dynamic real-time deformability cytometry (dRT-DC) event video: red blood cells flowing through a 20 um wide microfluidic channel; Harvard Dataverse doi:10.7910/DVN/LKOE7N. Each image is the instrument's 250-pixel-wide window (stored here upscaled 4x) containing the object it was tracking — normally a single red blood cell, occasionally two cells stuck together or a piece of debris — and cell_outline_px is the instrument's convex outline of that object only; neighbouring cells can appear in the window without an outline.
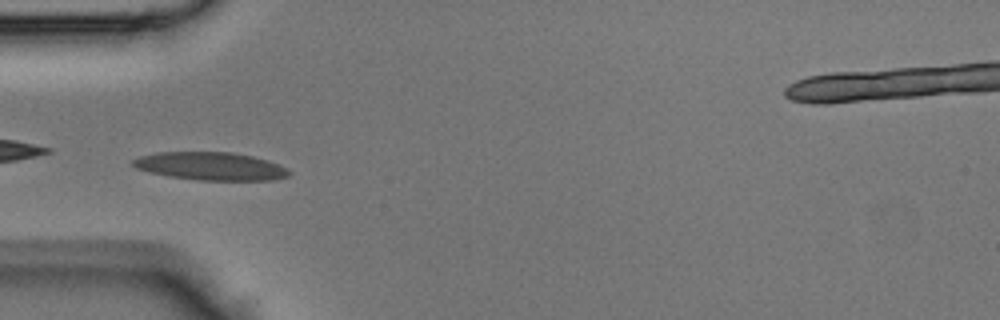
{"species": "Egyptian fruit bat (a non-hibernating species)", "species_latin": "Rousettus aegyptiacus", "temperature_condition": "room temperature", "stored_images_in_passage": 29, "camera_frame_rate_fps": 3000, "um_per_image_px": 0.085, "animal": {"sex": "male"}, "frame": {"image": 1, "passage_image": 1, "time_ms": 0.0, "image_size_px": [1000, 320], "cell_outline_px": [[292, 172], [288, 176], [272, 180], [196, 180], [172, 176], [152, 172], [136, 168], [132, 164], [132, 160], [140, 156], [160, 152], [232, 152], [252, 156], [268, 160], [288, 168]], "centroid_in_image_um": [17.96, 14.12], "position_along_channel_um": 67.0, "area_um2": 25.32}}
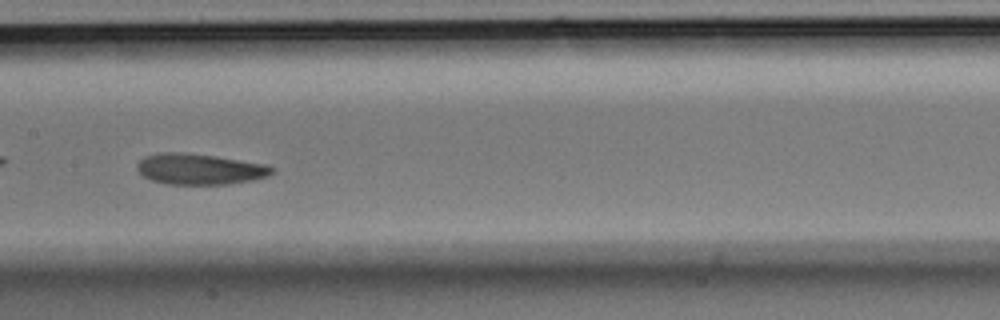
{"frame": {"image": 2, "passage_image": 9, "time_ms": 2.667, "image_size_px": [1000, 320], "cell_outline_px": [[276, 172], [268, 176], [252, 180], [228, 184], [168, 184], [152, 180], [144, 176], [136, 168], [136, 164], [144, 156], [160, 152], [180, 152], [216, 156], [268, 164]], "centroid_in_image_um": [16.99, 14.36], "position_along_channel_um": 190.4, "area_um2": 24.33}}
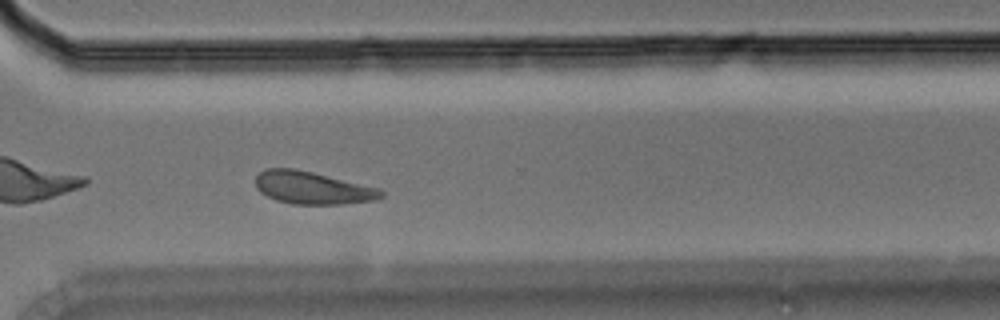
{"frame": {"image": 3, "passage_image": 19, "time_ms": 6.0, "image_size_px": [1000, 320], "cell_outline_px": [[384, 196], [376, 200], [340, 204], [292, 204], [276, 200], [260, 192], [256, 188], [256, 176], [260, 172], [268, 168], [292, 168], [312, 172], [380, 188], [384, 192]], "centroid_in_image_um": [26.57, 15.97], "position_along_channel_um": 344.0, "area_um2": 23.76}}